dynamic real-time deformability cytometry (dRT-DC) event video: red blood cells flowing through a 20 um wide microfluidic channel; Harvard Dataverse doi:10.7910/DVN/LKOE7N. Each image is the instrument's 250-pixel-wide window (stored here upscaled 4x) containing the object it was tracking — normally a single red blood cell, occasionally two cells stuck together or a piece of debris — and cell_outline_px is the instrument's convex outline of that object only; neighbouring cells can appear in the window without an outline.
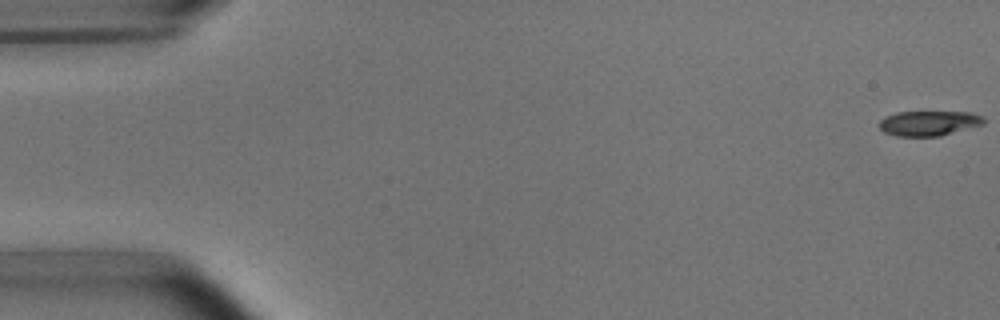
{"species": "common noctule bat (a hibernating species)", "species_latin": "Nyctalus noctula", "temperature_condition": "room temperature", "stored_images_in_passage": 6, "camera_frame_rate_fps": 3000, "um_per_image_px": 0.085, "animal": {"sex": "male", "body_mass_g": 15.6}, "frame": {"image": 1, "passage_image": 1, "time_ms": 0.0, "image_size_px": [1000, 320], "cell_outline_px": [[984, 124], [940, 136], [896, 136], [884, 132], [880, 128], [880, 120], [884, 116], [896, 112], [972, 112], [980, 116], [984, 120]], "centroid_in_image_um": [78.93, 10.47], "position_along_channel_um": 6.1, "area_um2": 15.14}}
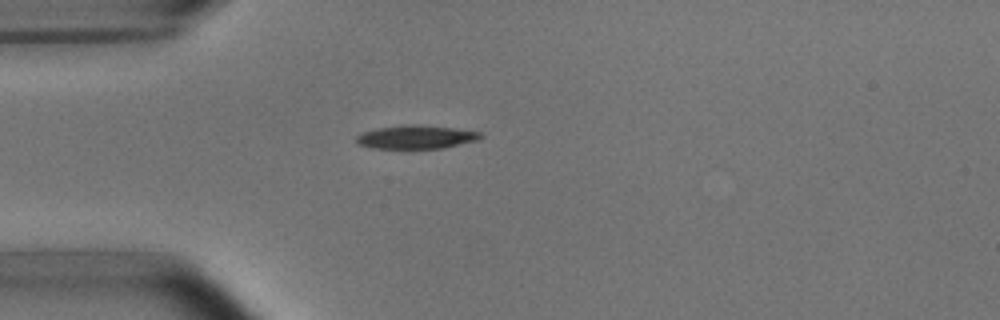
{"frame": {"image": 2, "passage_image": 5, "time_ms": 4.667, "image_size_px": [1000, 320], "cell_outline_px": [[484, 136], [476, 140], [444, 148], [372, 148], [356, 144], [356, 136], [364, 132], [380, 128], [452, 128], [480, 132]], "centroid_in_image_um": [35.36, 11.72], "position_along_channel_um": 49.6, "area_um2": 15.61}}